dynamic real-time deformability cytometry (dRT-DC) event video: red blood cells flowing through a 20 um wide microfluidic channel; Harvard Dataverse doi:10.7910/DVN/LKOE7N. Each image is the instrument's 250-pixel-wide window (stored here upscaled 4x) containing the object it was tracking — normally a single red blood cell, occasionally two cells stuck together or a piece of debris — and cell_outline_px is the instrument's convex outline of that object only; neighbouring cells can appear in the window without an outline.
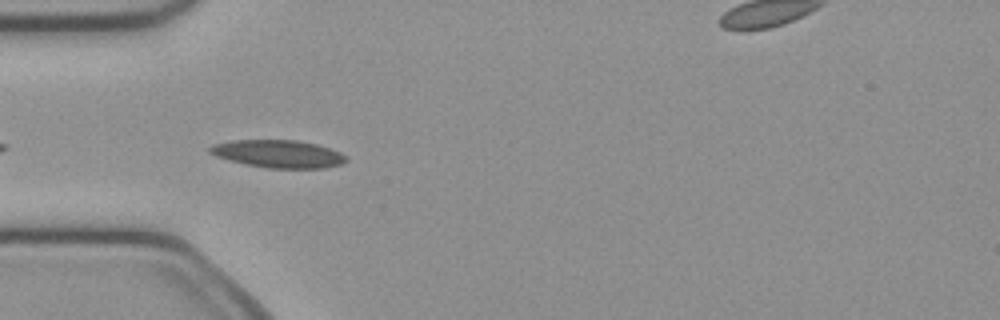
{"species": "common noctule bat (a hibernating species)", "species_latin": "Nyctalus noctula", "temperature_condition": "cold", "stored_images_in_passage": 39, "camera_frame_rate_fps": 3000, "um_per_image_px": 0.085, "animal": {"sex": "female", "body_mass_g": 21.9}, "frame": {"image": 1, "passage_image": 3, "time_ms": 0.667, "image_size_px": [1000, 320], "cell_outline_px": [[348, 160], [340, 164], [324, 168], [268, 168], [248, 164], [216, 156], [208, 152], [208, 148], [212, 144], [232, 140], [296, 140], [316, 144], [340, 152], [348, 156]], "centroid_in_image_um": [23.66, 13.07], "position_along_channel_um": 61.3, "area_um2": 21.85}}
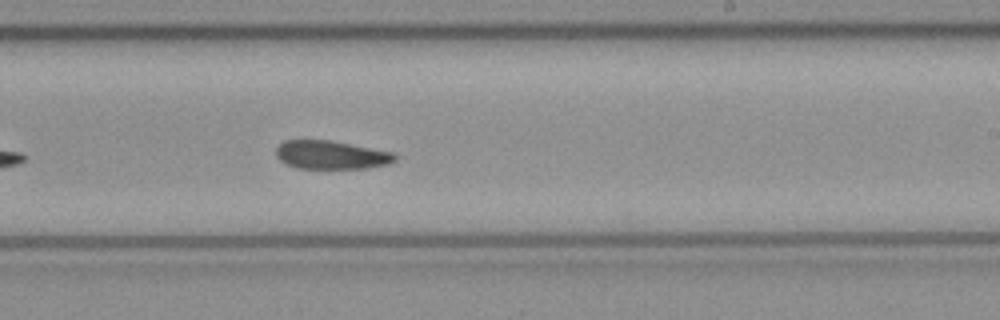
{"frame": {"image": 2, "passage_image": 18, "time_ms": 5.667, "image_size_px": [1000, 320], "cell_outline_px": [[396, 160], [388, 164], [368, 168], [296, 168], [280, 160], [276, 156], [276, 148], [284, 140], [328, 140], [392, 152], [396, 156]], "centroid_in_image_um": [28.13, 13.17], "position_along_channel_um": 260.9, "area_um2": 19.48}}
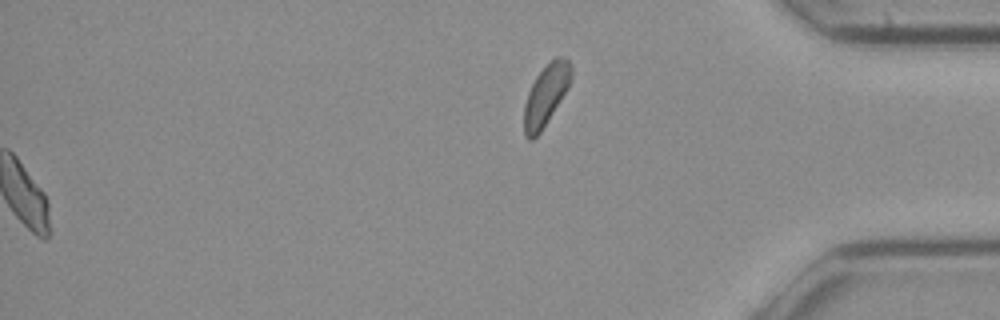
{"frame": {"image": 3, "passage_image": 39, "time_ms": 12.667, "image_size_px": [1000, 320], "cell_outline_px": [[572, 72], [568, 88], [540, 132], [532, 140], [528, 140], [524, 136], [524, 104], [528, 92], [536, 76], [556, 56], [564, 56], [568, 60], [572, 68]], "centroid_in_image_um": [46.39, 8.09], "position_along_channel_um": 388.8, "area_um2": 16.47}, "authors_computed_cell_mechanics": {"area_um2": 20.519, "velocity_mm_per_s": 4.02, "shape_relaxation_time_tau1_ms": 9.9341, "shape_relaxation_time_tau2_ms": null, "deformation_change_tau1": 0.1879, "deformation_change_tau2": null}}